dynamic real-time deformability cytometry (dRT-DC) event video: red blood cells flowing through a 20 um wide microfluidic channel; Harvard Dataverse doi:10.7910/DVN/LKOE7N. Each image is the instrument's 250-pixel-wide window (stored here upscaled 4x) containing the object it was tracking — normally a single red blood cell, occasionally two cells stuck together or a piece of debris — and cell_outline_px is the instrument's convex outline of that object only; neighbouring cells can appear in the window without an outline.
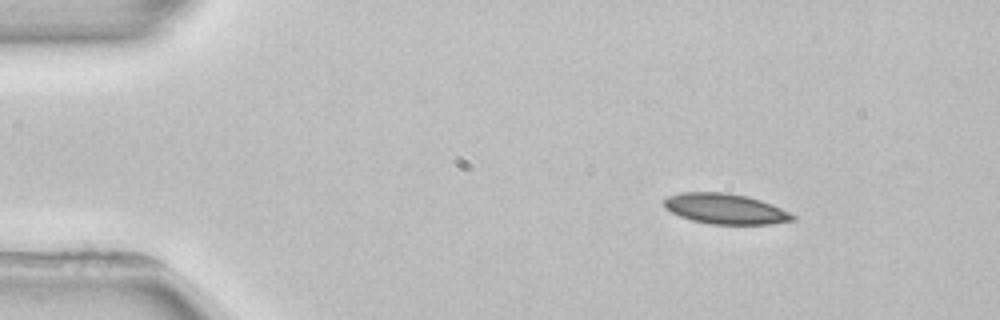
{"species": "common noctule bat (a hibernating species)", "species_latin": "Nyctalus noctula", "temperature_condition": "room temperature", "stored_images_in_passage": 3, "camera_frame_rate_fps": 3000, "um_per_image_px": 0.085, "animal": {"sex": "female", "body_mass_g": 22.7, "forearm_length_mm": 54.2}, "frame": {"image": 1, "passage_image": 1, "time_ms": 0.0, "image_size_px": [1000, 320], "cell_outline_px": [[796, 220], [772, 224], [712, 224], [692, 220], [680, 216], [664, 208], [664, 200], [668, 196], [680, 192], [728, 192], [748, 196], [760, 200], [780, 208], [796, 216]], "centroid_in_image_um": [61.65, 17.74], "position_along_channel_um": 23.4, "area_um2": 22.77}}
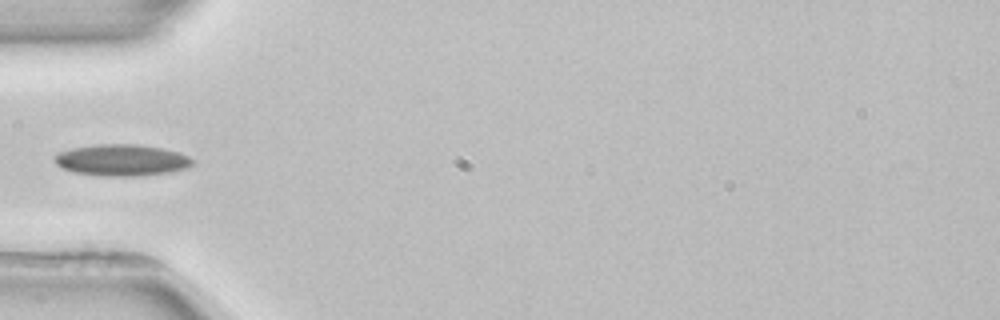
{"frame": {"image": 2, "passage_image": 3, "time_ms": 3.333, "image_size_px": [1000, 320], "cell_outline_px": [[196, 160], [188, 168], [168, 172], [140, 176], [100, 176], [76, 172], [60, 168], [56, 164], [56, 156], [60, 152], [72, 148], [96, 144], [136, 144], [160, 148], [176, 152], [188, 156]], "centroid_in_image_um": [10.36, 13.62], "position_along_channel_um": 74.6, "area_um2": 25.2}}